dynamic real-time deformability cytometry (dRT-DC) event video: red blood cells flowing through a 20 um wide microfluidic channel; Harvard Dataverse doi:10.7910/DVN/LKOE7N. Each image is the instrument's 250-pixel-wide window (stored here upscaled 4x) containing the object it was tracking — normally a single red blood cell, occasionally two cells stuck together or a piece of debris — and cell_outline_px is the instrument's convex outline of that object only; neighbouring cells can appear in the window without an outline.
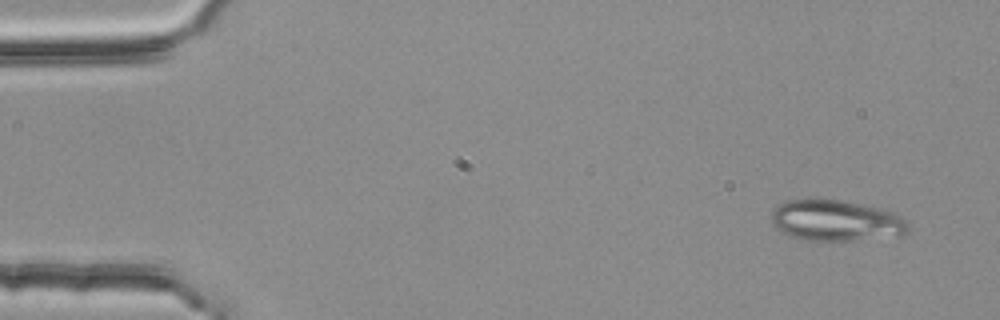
{"species": "common noctule bat (a hibernating species)", "species_latin": "Nyctalus noctula", "temperature_condition": "room temperature", "stored_images_in_passage": 51, "camera_frame_rate_fps": 3000, "um_per_image_px": 0.085, "animal": {"sex": "female", "body_mass_g": 25.1}, "frame": {"image": 1, "passage_image": 1, "time_ms": 0.0, "image_size_px": [1000, 320], "cell_outline_px": [[908, 232], [904, 236], [852, 240], [808, 240], [792, 236], [780, 232], [772, 224], [772, 208], [784, 200], [808, 196], [812, 196], [840, 200], [876, 208], [900, 216], [908, 224]], "centroid_in_image_um": [70.97, 18.72], "position_along_channel_um": 14.0, "area_um2": 33.18}}
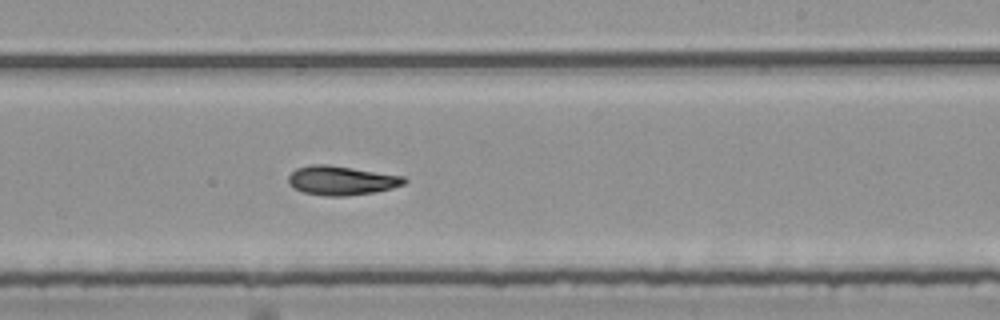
{"frame": {"image": 2, "passage_image": 30, "time_ms": 9.667, "image_size_px": [1000, 320], "cell_outline_px": [[408, 180], [404, 184], [392, 188], [376, 192], [348, 196], [324, 196], [304, 192], [292, 188], [288, 184], [288, 176], [296, 168], [308, 164], [328, 164], [404, 176]], "centroid_in_image_um": [29.0, 15.34], "position_along_channel_um": 260.0, "area_um2": 19.94}}
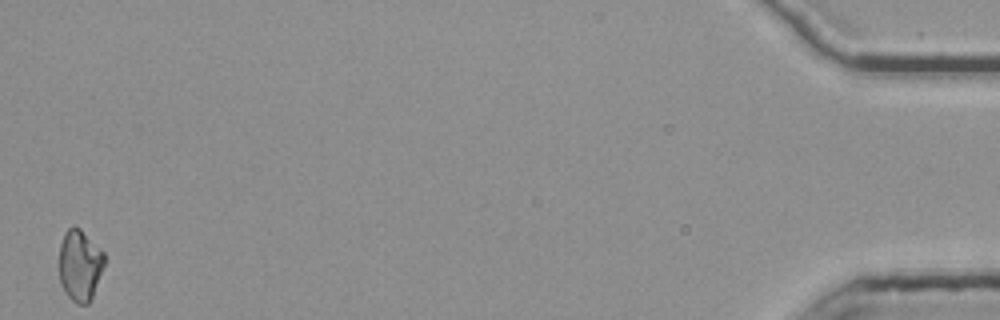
{"frame": {"image": 3, "passage_image": 51, "time_ms": 16.667, "image_size_px": [1000, 320], "cell_outline_px": [[104, 264], [92, 296], [88, 304], [76, 304], [64, 292], [60, 284], [60, 244], [64, 232], [68, 228], [80, 228], [104, 252]], "centroid_in_image_um": [6.77, 22.55], "position_along_channel_um": 428.4, "area_um2": 18.55}, "authors_computed_cell_mechanics": {"area_um2": 19.3052, "velocity_mm_per_s": 3.779, "shape_relaxation_time_tau1_ms": 10.3842, "shape_relaxation_time_tau2_ms": 7.8943, "deformation_change_tau1": 0.2394, "deformation_change_tau2": 0.1389}}